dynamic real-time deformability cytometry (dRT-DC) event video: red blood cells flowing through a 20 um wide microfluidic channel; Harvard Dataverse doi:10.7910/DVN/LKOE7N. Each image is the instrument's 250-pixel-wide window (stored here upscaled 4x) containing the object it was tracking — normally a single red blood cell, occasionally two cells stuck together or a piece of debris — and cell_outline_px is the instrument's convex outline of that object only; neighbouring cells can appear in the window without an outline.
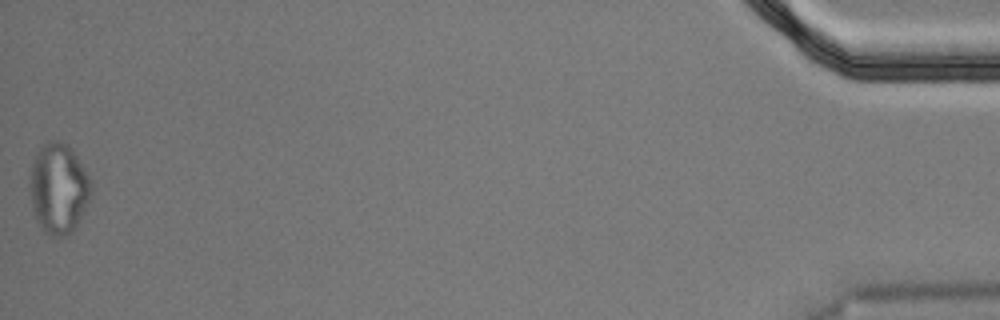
{"species": "Egyptian fruit bat (a non-hibernating species)", "species_latin": "Rousettus aegyptiacus", "temperature_condition": "cold", "stored_images_in_passage": 42, "segment_of_instrument_passage": [2, 2], "camera_frame_rate_fps": 3000, "um_per_image_px": 0.085, "animal": {"sex": "male"}, "frame": {"image": 1, "passage_image": 42, "time_ms": 13.667, "image_size_px": [1000, 320], "cell_outline_px": [[92, 192], [80, 220], [76, 228], [72, 232], [64, 236], [52, 236], [44, 232], [36, 220], [32, 204], [32, 164], [40, 148], [48, 140], [60, 140], [68, 144], [72, 148], [92, 180]], "centroid_in_image_um": [5.04, 16.02], "position_along_channel_um": 430.2, "area_um2": 32.08}}